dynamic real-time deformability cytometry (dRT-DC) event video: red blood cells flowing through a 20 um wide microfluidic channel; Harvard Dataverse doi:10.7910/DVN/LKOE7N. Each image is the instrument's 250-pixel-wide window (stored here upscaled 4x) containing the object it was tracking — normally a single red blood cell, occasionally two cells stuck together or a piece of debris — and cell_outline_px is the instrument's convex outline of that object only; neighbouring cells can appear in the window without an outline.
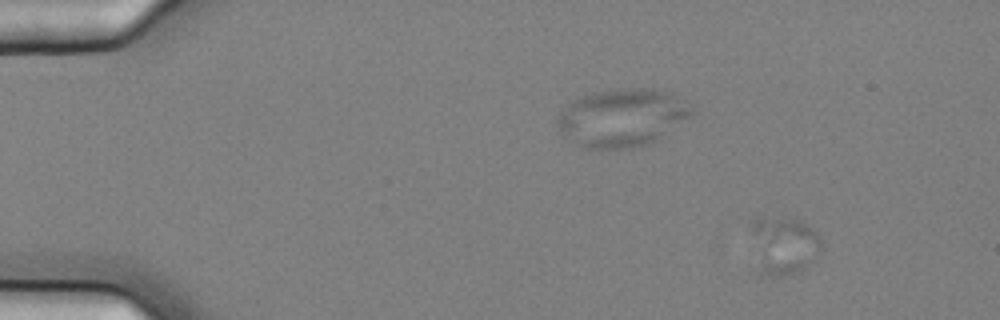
{"species": "common noctule bat (a hibernating species)", "species_latin": "Nyctalus noctula", "temperature_condition": "cold", "stored_images_in_passage": 60, "camera_frame_rate_fps": 3000, "um_per_image_px": 0.085, "animal": {"sex": "female", "body_mass_g": 25.1}, "frame": {"image": 1, "passage_image": 8, "time_ms": 2.333, "image_size_px": [1000, 320], "cell_outline_px": [[820, 256], [800, 272], [772, 276], [760, 272], [752, 228], [752, 220], [760, 216], [800, 220], [812, 228], [816, 232], [820, 240]], "centroid_in_image_um": [66.67, 20.84], "position_along_channel_um": 18.3, "area_um2": 23.29}}
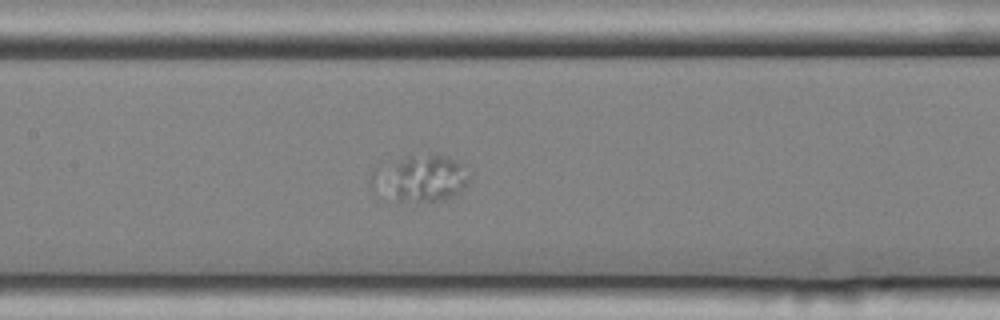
{"frame": {"image": 2, "passage_image": 30, "time_ms": 9.667, "image_size_px": [1000, 320], "cell_outline_px": [[472, 176], [468, 184], [460, 192], [444, 200], [396, 200], [388, 168], [408, 156], [432, 152], [436, 152], [456, 160]], "centroid_in_image_um": [36.38, 15.08], "position_along_channel_um": 171.0, "area_um2": 22.25}}
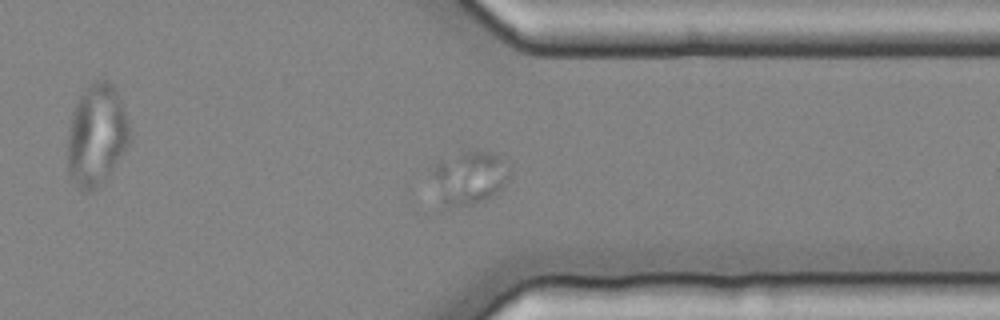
{"frame": {"image": 3, "passage_image": 47, "time_ms": 15.333, "image_size_px": [1000, 320], "cell_outline_px": [[512, 176], [496, 192], [472, 204], [444, 204], [444, 196], [460, 156], [464, 152], [488, 152], [500, 156], [512, 172]], "centroid_in_image_um": [40.5, 15.12], "position_along_channel_um": 370.9, "area_um2": 18.15}}